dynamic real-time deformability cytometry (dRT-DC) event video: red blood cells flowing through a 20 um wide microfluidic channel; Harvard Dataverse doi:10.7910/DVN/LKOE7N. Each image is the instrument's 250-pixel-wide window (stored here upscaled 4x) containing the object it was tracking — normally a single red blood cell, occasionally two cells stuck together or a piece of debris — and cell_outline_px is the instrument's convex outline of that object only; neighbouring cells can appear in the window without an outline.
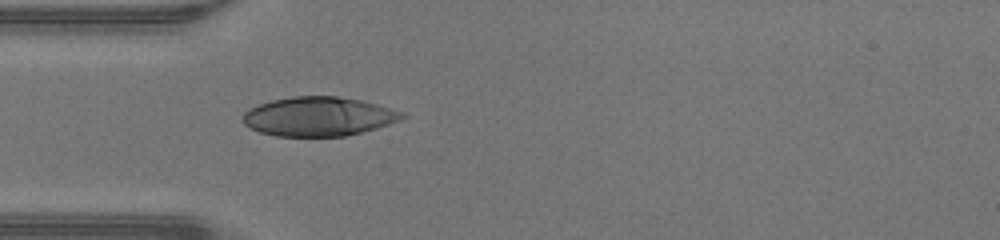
{"species": "human", "species_latin": "Homo sapiens", "temperature_condition": "warm", "stored_images_in_passage": 34, "camera_frame_rate_fps": 3000, "um_per_image_px": 0.085, "donor": {"sex": "male"}, "frame": {"image": 1, "passage_image": 1, "time_ms": 0.0, "image_size_px": [1000, 240], "cell_outline_px": [[408, 116], [400, 120], [376, 128], [344, 136], [276, 136], [260, 132], [244, 124], [244, 112], [260, 104], [272, 100], [292, 96], [336, 96], [360, 100], [376, 104], [404, 112]], "centroid_in_image_um": [27.11, 9.9], "position_along_channel_um": 57.9, "area_um2": 36.01}}
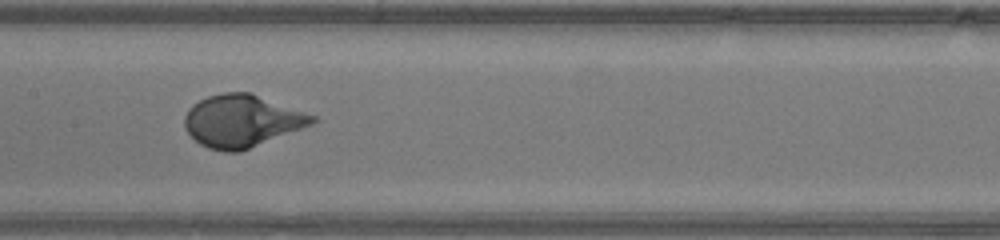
{"frame": {"image": 2, "passage_image": 10, "time_ms": 3.0, "image_size_px": [1000, 240], "cell_outline_px": [[320, 120], [312, 124], [240, 152], [224, 152], [208, 148], [200, 144], [184, 128], [184, 116], [188, 108], [192, 104], [208, 96], [224, 92], [252, 92], [316, 116]], "centroid_in_image_um": [20.55, 10.27], "position_along_channel_um": 186.8, "area_um2": 39.07}}
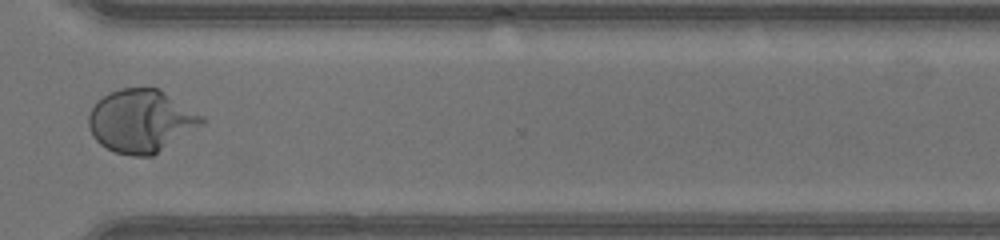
{"frame": {"image": 3, "passage_image": 22, "time_ms": 7.0, "image_size_px": [1000, 240], "cell_outline_px": [[204, 120], [200, 124], [152, 156], [132, 156], [116, 152], [100, 144], [92, 136], [88, 128], [88, 116], [96, 100], [108, 92], [120, 88], [160, 88], [204, 116]], "centroid_in_image_um": [11.93, 10.25], "position_along_channel_um": 358.7, "area_um2": 41.21}}